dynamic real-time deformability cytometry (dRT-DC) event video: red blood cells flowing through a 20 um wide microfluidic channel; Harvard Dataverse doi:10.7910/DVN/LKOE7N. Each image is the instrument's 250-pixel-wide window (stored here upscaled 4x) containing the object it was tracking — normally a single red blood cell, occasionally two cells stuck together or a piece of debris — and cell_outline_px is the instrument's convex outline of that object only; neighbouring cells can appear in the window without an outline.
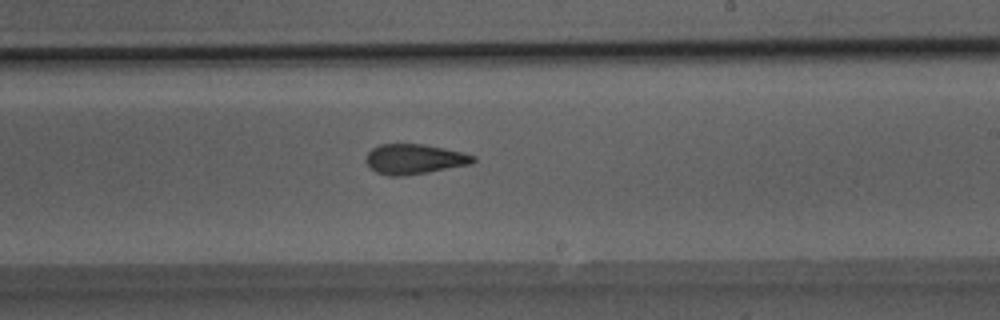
{"species": "Egyptian fruit bat (a non-hibernating species)", "species_latin": "Rousettus aegyptiacus", "temperature_condition": "room temperature", "stored_images_in_passage": 50, "camera_frame_rate_fps": 3000, "um_per_image_px": 0.085, "animal": {"sex": "male"}, "frame": {"image": 1, "passage_image": 30, "time_ms": 9.667, "image_size_px": [1000, 320], "cell_outline_px": [[476, 160], [472, 164], [428, 172], [404, 176], [388, 176], [376, 172], [364, 160], [368, 152], [372, 148], [380, 144], [424, 144], [464, 152], [476, 156]], "centroid_in_image_um": [35.24, 13.52], "position_along_channel_um": 253.8, "area_um2": 18.9}}
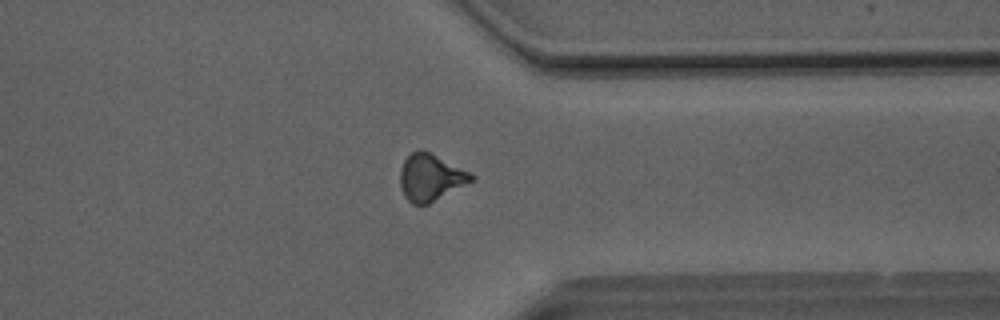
{"frame": {"image": 2, "passage_image": 39, "time_ms": 12.667, "image_size_px": [1000, 320], "cell_outline_px": [[476, 180], [428, 204], [412, 204], [404, 196], [400, 188], [400, 168], [404, 160], [412, 152], [432, 152], [472, 172], [476, 176]], "centroid_in_image_um": [36.65, 15.09], "position_along_channel_um": 374.8, "area_um2": 19.71}}
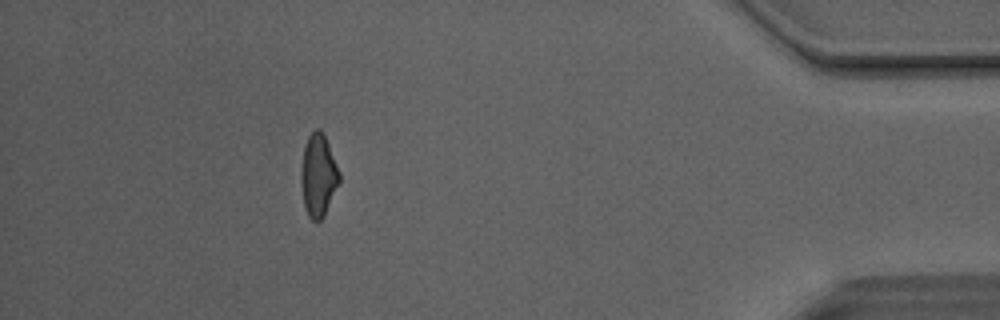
{"frame": {"image": 3, "passage_image": 45, "time_ms": 14.667, "image_size_px": [1000, 320], "cell_outline_px": [[340, 184], [324, 216], [320, 220], [312, 220], [308, 216], [304, 208], [300, 180], [300, 172], [304, 148], [308, 136], [316, 128], [320, 128], [324, 132], [340, 172]], "centroid_in_image_um": [27.06, 14.9], "position_along_channel_um": 408.1, "area_um2": 18.79}, "authors_computed_cell_mechanics": {"area_um2": 19.363, "velocity_mm_per_s": 4.1282, "shape_relaxation_time_tau1_ms": 8.2598, "shape_relaxation_time_tau2_ms": 1.913, "deformation_change_tau1": 0.2109, "deformation_change_tau2": 0.0999}}